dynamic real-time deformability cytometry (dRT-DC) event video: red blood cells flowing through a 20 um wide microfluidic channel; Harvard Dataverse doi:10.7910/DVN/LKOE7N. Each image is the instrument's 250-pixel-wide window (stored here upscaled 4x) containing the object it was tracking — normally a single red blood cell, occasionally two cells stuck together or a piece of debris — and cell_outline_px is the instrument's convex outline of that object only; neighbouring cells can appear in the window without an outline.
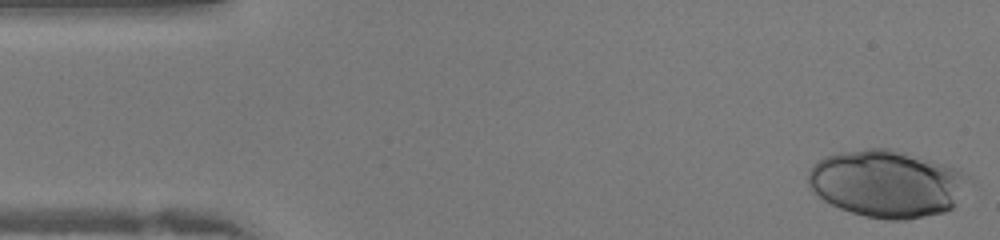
{"species": "human", "species_latin": "Homo sapiens", "temperature_condition": "warm", "stored_images_in_passage": 14, "camera_frame_rate_fps": 3000, "um_per_image_px": 0.085, "donor": {"sex": "female"}, "frame": {"image": 1, "passage_image": 1, "time_ms": 0.0, "image_size_px": [1000, 240], "cell_outline_px": [[976, 184], [952, 208], [944, 212], [908, 220], [888, 220], [864, 216], [840, 208], [824, 200], [812, 192], [808, 184], [808, 172], [824, 156], [840, 152], [868, 148], [888, 148], [904, 152], [960, 168], [972, 176]], "centroid_in_image_um": [75.52, 15.61], "position_along_channel_um": 9.5, "area_um2": 63.98}}
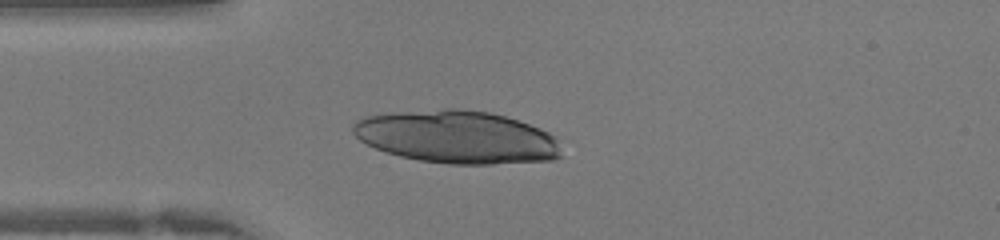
{"frame": {"image": 2, "passage_image": 10, "time_ms": 3.0, "image_size_px": [1000, 240], "cell_outline_px": [[564, 156], [552, 160], [492, 164], [448, 164], [420, 160], [400, 156], [376, 148], [360, 140], [352, 132], [352, 124], [356, 120], [364, 116], [392, 112], [444, 108], [456, 108], [488, 112], [504, 116], [540, 128], [556, 136]], "centroid_in_image_um": [38.85, 11.64], "position_along_channel_um": 46.1, "area_um2": 64.39}}